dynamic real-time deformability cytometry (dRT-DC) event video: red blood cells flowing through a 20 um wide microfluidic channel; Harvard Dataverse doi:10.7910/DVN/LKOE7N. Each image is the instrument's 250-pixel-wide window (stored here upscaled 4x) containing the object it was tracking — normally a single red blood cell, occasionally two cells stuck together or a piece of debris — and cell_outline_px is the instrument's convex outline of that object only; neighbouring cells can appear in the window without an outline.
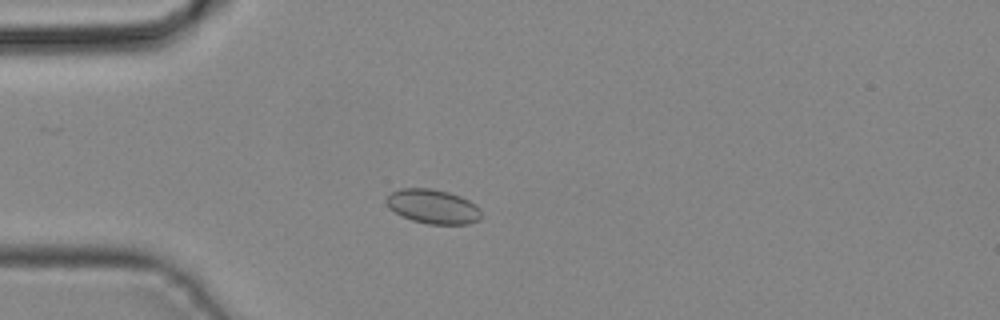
{"species": "common noctule bat (a hibernating species)", "species_latin": "Nyctalus noctula", "temperature_condition": "cold", "stored_images_in_passage": 36, "camera_frame_rate_fps": 3000, "um_per_image_px": 0.085, "animal": {"sex": "male", "body_mass_g": 19.2, "forearm_length_mm": 51.8}, "frame": {"image": 1, "passage_image": 5, "time_ms": 1.333, "image_size_px": [1000, 320], "cell_outline_px": [[480, 220], [468, 224], [428, 224], [412, 220], [388, 208], [384, 200], [388, 192], [400, 188], [432, 188], [448, 192], [460, 196], [476, 204], [480, 208]], "centroid_in_image_um": [36.77, 17.54], "position_along_channel_um": 48.2, "area_um2": 19.19}}
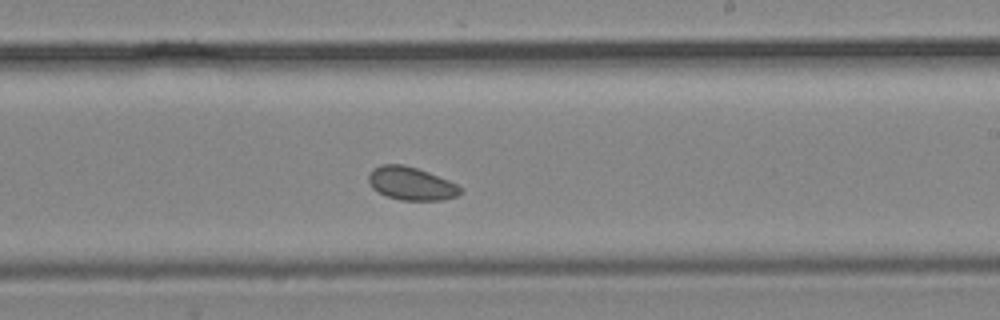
{"frame": {"image": 2, "passage_image": 19, "time_ms": 6.0, "image_size_px": [1000, 320], "cell_outline_px": [[460, 192], [456, 196], [444, 200], [400, 200], [388, 196], [372, 188], [368, 180], [368, 176], [372, 168], [380, 164], [404, 164], [428, 172], [448, 180], [456, 184], [460, 188]], "centroid_in_image_um": [34.91, 15.59], "position_along_channel_um": 254.1, "area_um2": 17.57}}
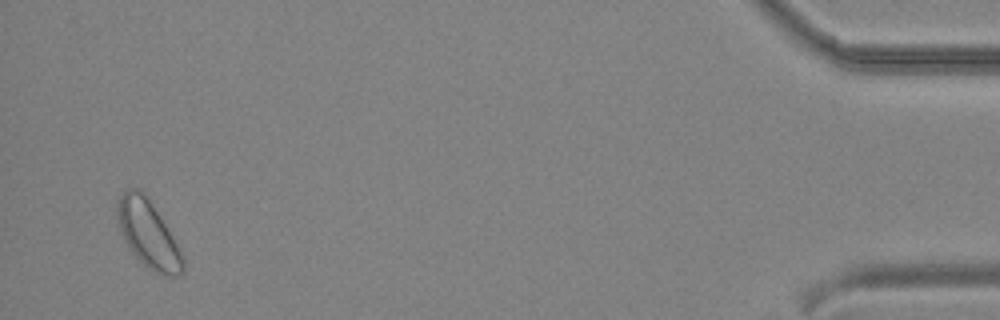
{"frame": {"image": 3, "passage_image": 35, "time_ms": 11.333, "image_size_px": [1000, 320], "cell_outline_px": [[184, 272], [176, 276], [168, 276], [152, 272], [132, 252], [124, 240], [120, 228], [116, 212], [116, 208], [120, 196], [128, 188], [140, 188], [148, 196], [172, 236], [184, 260]], "centroid_in_image_um": [12.58, 19.88], "position_along_channel_um": 422.6, "area_um2": 25.37}}